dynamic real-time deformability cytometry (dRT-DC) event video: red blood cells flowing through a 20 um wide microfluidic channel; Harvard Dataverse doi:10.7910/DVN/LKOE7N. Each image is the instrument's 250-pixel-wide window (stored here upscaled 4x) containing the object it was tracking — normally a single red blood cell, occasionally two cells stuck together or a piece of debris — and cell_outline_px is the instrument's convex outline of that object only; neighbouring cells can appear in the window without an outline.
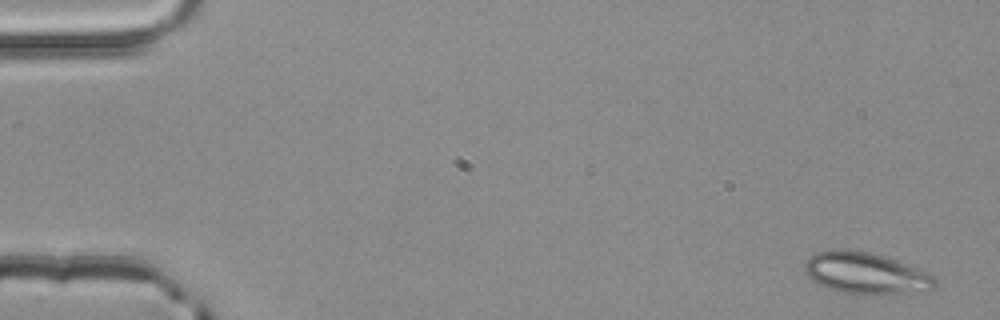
{"species": "common noctule bat (a hibernating species)", "species_latin": "Nyctalus noctula", "temperature_condition": "room temperature", "stored_images_in_passage": 4, "camera_frame_rate_fps": 3000, "um_per_image_px": 0.085, "animal": {"sex": "male", "body_mass_g": 20.4}, "frame": {"image": 1, "passage_image": 1, "time_ms": 0.0, "image_size_px": [1000, 320], "cell_outline_px": [[936, 284], [932, 292], [836, 292], [812, 280], [804, 272], [804, 260], [816, 252], [836, 248], [840, 248], [868, 252], [884, 256], [916, 268], [936, 276]], "centroid_in_image_um": [73.56, 23.19], "position_along_channel_um": 11.4, "area_um2": 31.1}}